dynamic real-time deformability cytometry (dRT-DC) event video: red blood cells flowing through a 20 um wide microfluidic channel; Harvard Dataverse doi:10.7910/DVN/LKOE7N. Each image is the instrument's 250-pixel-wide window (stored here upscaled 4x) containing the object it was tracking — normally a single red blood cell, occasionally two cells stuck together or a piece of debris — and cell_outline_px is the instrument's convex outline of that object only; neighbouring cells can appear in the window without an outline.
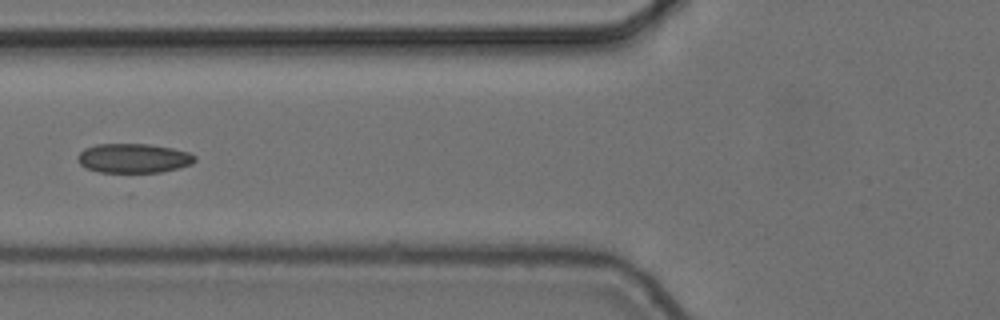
{"species": "common noctule bat (a hibernating species)", "species_latin": "Nyctalus noctula", "temperature_condition": "cold", "stored_images_in_passage": 9, "camera_frame_rate_fps": 3000, "um_per_image_px": 0.085, "animal": {"sex": "female", "body_mass_g": 24.6, "forearm_length_mm": 56.2}, "frame": {"image": 1, "passage_image": 6, "time_ms": 1.667, "image_size_px": [1000, 320], "cell_outline_px": [[196, 160], [192, 164], [180, 168], [160, 172], [100, 172], [84, 168], [76, 160], [76, 156], [84, 148], [96, 144], [148, 144], [172, 148], [188, 152], [196, 156]], "centroid_in_image_um": [11.33, 13.45], "position_along_channel_um": 114.5, "area_um2": 20.23}}
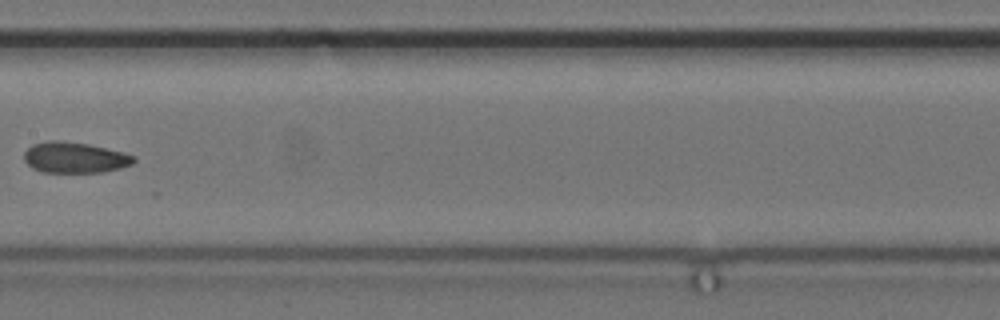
{"frame": {"image": 2, "passage_image": 8, "time_ms": 2.333, "image_size_px": [1000, 320], "cell_outline_px": [[136, 160], [132, 164], [120, 168], [104, 172], [44, 172], [32, 168], [24, 160], [24, 152], [32, 144], [48, 140], [64, 140], [88, 144], [124, 152], [136, 156]], "centroid_in_image_um": [6.36, 13.38], "position_along_channel_um": 201.0, "area_um2": 19.88}}
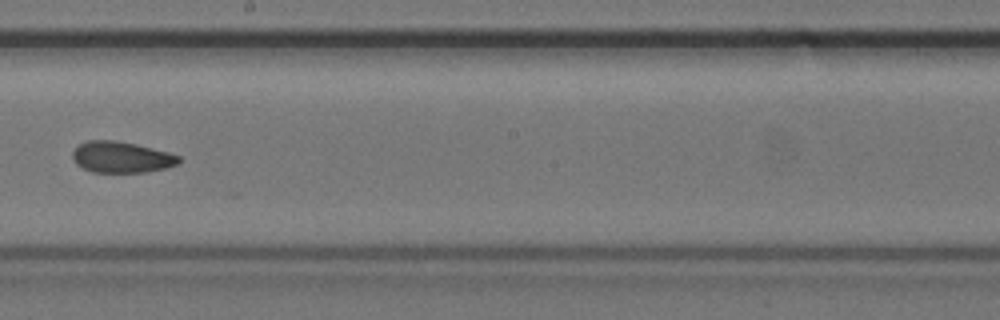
{"frame": {"image": 3, "passage_image": 9, "time_ms": 2.667, "image_size_px": [1000, 320], "cell_outline_px": [[180, 164], [164, 168], [144, 172], [92, 172], [76, 164], [72, 160], [72, 152], [80, 144], [88, 140], [116, 140], [136, 144], [168, 152], [180, 156]], "centroid_in_image_um": [10.31, 13.35], "position_along_channel_um": 237.9, "area_um2": 19.31}}